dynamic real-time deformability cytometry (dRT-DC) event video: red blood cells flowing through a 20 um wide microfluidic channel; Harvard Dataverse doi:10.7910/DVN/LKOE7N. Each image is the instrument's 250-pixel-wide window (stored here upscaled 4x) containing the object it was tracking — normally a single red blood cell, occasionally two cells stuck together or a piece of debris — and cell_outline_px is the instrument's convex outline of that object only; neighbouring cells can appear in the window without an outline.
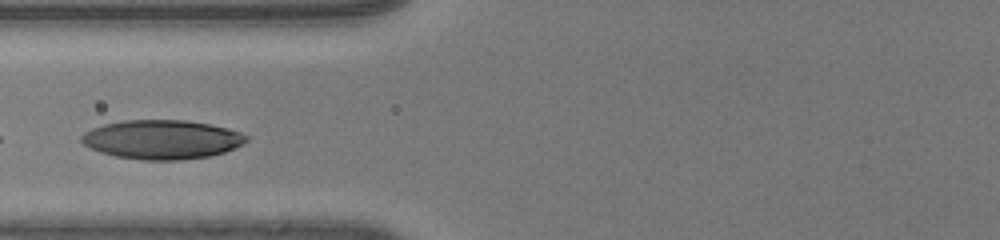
{"species": "human", "species_latin": "Homo sapiens", "temperature_condition": "room temperature", "stored_images_in_passage": 34, "camera_frame_rate_fps": 3000, "um_per_image_px": 0.085, "donor": {"sex": "male"}, "frame": {"image": 1, "passage_image": 11, "time_ms": 3.333, "image_size_px": [1000, 240], "cell_outline_px": [[248, 140], [244, 144], [224, 152], [208, 156], [180, 160], [140, 160], [116, 156], [100, 152], [84, 144], [80, 140], [80, 136], [84, 132], [92, 128], [104, 124], [124, 120], [184, 120], [208, 124], [228, 128], [240, 132], [248, 136]], "centroid_in_image_um": [13.76, 11.86], "position_along_channel_um": 112.0, "area_um2": 37.57}}
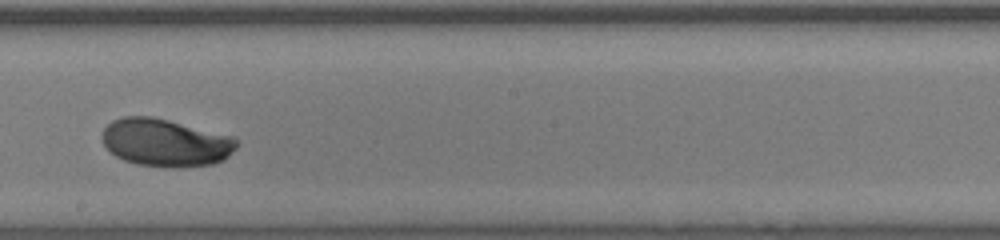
{"frame": {"image": 2, "passage_image": 20, "time_ms": 6.333, "image_size_px": [1000, 240], "cell_outline_px": [[240, 144], [224, 160], [212, 164], [176, 168], [172, 168], [136, 164], [124, 160], [116, 156], [104, 144], [100, 136], [104, 128], [112, 120], [124, 116], [152, 116], [232, 136], [240, 140]], "centroid_in_image_um": [14.08, 12.12], "position_along_channel_um": 234.1, "area_um2": 37.57}}
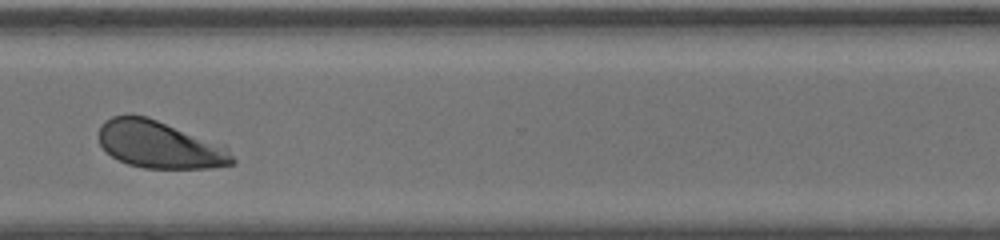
{"frame": {"image": 3, "passage_image": 29, "time_ms": 9.333, "image_size_px": [1000, 240], "cell_outline_px": [[236, 164], [208, 168], [144, 168], [128, 164], [112, 156], [100, 144], [100, 124], [104, 120], [112, 116], [148, 116], [224, 148], [236, 160]], "centroid_in_image_um": [13.5, 12.31], "position_along_channel_um": 357.1, "area_um2": 35.6}, "authors_computed_cell_mechanics": {"area_um2": 37.3099, "velocity_mm_per_s": 4.0784, "shape_relaxation_time_tau1_ms": 3.0226, "shape_relaxation_time_tau2_ms": null, "deformation_change_tau1": 0.1481, "deformation_change_tau2": null}}